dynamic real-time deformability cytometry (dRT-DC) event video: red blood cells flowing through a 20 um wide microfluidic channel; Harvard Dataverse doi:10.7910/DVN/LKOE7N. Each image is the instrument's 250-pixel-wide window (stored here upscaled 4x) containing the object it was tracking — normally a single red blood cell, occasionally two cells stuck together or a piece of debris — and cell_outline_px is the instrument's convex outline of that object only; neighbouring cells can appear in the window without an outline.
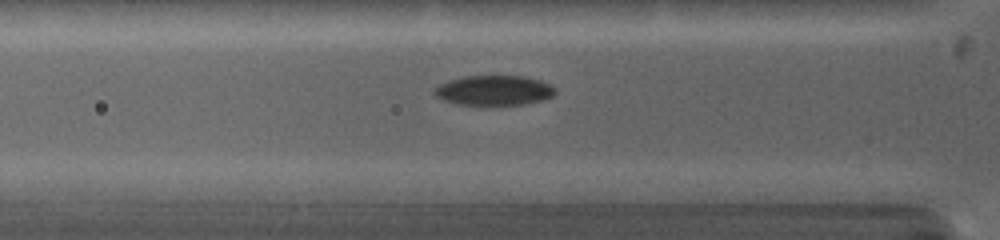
{"species": "common noctule bat (a hibernating species)", "species_latin": "Nyctalus noctula", "temperature_condition": "warm", "stored_images_in_passage": 7, "camera_frame_rate_fps": 5000, "um_per_image_px": 0.085, "animal": {"sex": "female", "body_mass_g": 19.0, "forearm_length_mm": 53.3}, "frame": {"image": 1, "passage_image": 2, "time_ms": 0.2, "image_size_px": [1000, 240], "cell_outline_px": [[556, 92], [552, 96], [540, 100], [524, 104], [456, 104], [444, 100], [436, 96], [432, 92], [440, 84], [448, 80], [464, 76], [524, 76], [540, 80], [556, 88]], "centroid_in_image_um": [41.98, 7.67], "position_along_channel_um": 83.8, "area_um2": 20.81}}
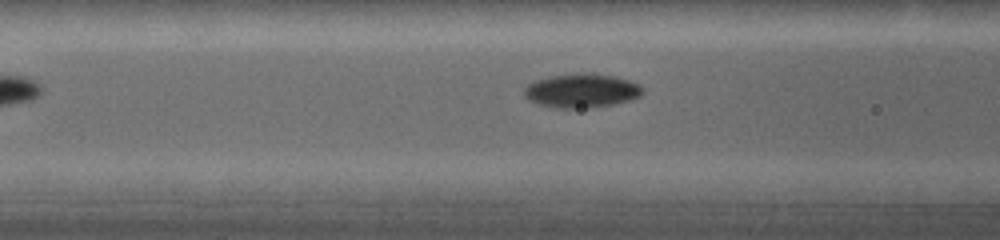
{"frame": {"image": 2, "passage_image": 4, "time_ms": 1.0, "image_size_px": [1000, 240], "cell_outline_px": [[644, 92], [640, 96], [628, 100], [612, 104], [572, 108], [556, 108], [540, 104], [528, 100], [524, 96], [524, 88], [528, 84], [536, 80], [552, 76], [616, 76], [628, 80], [644, 88]], "centroid_in_image_um": [49.41, 7.75], "position_along_channel_um": 117.2, "area_um2": 22.2}}
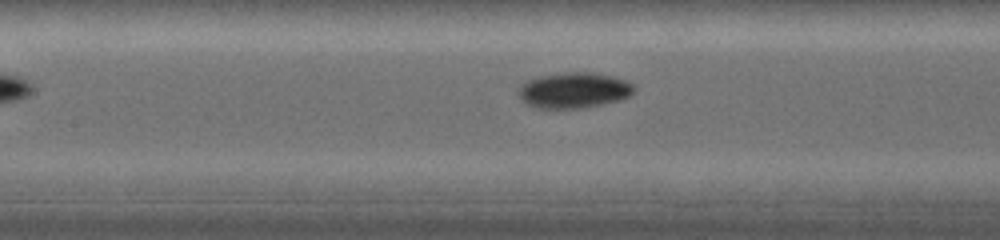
{"frame": {"image": 3, "passage_image": 7, "time_ms": 2.0, "image_size_px": [1000, 240], "cell_outline_px": [[636, 88], [628, 96], [620, 100], [580, 108], [536, 108], [528, 104], [516, 92], [516, 88], [520, 84], [528, 80], [540, 76], [568, 72], [588, 72], [612, 76], [624, 80], [632, 84]], "centroid_in_image_um": [48.74, 7.67], "position_along_channel_um": 158.7, "area_um2": 23.81}}